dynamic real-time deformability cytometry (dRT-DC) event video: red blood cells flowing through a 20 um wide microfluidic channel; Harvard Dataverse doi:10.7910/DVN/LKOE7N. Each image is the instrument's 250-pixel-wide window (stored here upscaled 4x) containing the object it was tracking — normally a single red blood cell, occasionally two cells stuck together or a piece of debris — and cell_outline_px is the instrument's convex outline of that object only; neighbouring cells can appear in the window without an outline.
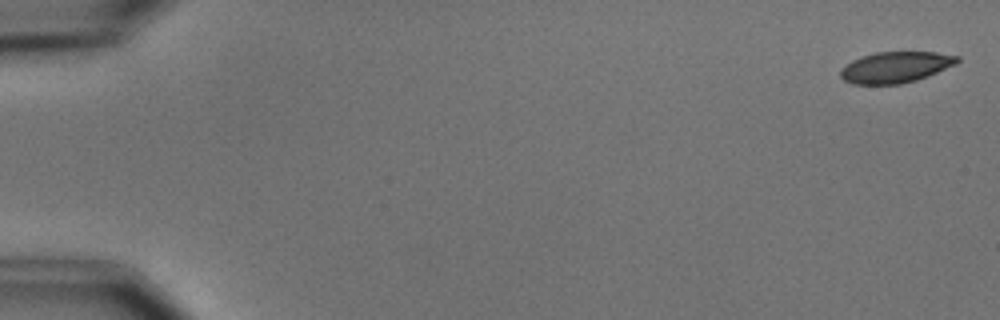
{"species": "common noctule bat (a hibernating species)", "species_latin": "Nyctalus noctula", "temperature_condition": "cold", "stored_images_in_passage": 6, "camera_frame_rate_fps": 3000, "um_per_image_px": 0.085, "animal": {"sex": "male", "body_mass_g": 15.6}, "frame": {"image": 1, "passage_image": 6, "time_ms": 7.0, "image_size_px": [1000, 320], "cell_outline_px": [[960, 60], [956, 64], [928, 76], [916, 80], [900, 84], [852, 84], [844, 80], [840, 76], [840, 68], [852, 60], [876, 52], [936, 52], [960, 56]], "centroid_in_image_um": [76.13, 5.71], "position_along_channel_um": 8.9, "area_um2": 21.15}}